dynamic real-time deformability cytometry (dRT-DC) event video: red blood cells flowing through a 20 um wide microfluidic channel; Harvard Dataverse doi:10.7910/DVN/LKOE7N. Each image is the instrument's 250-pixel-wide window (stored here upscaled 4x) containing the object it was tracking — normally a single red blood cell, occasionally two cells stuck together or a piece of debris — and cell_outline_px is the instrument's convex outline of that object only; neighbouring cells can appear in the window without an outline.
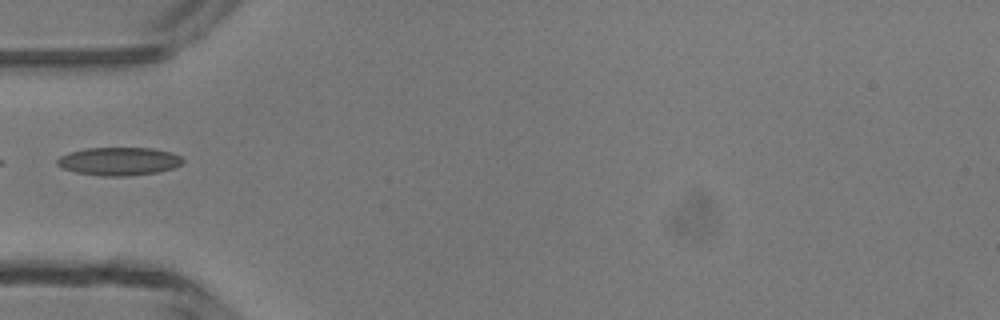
{"species": "common noctule bat (a hibernating species)", "species_latin": "Nyctalus noctula", "temperature_condition": "room temperature", "stored_images_in_passage": 6, "camera_frame_rate_fps": 3000, "um_per_image_px": 0.085, "animal": {"sex": "male", "body_mass_g": 13.3}, "frame": {"image": 1, "passage_image": 5, "time_ms": 4.667, "image_size_px": [1000, 320], "cell_outline_px": [[184, 160], [176, 168], [160, 172], [128, 176], [100, 176], [76, 172], [60, 168], [56, 164], [56, 160], [60, 156], [68, 152], [84, 148], [152, 148], [172, 152], [180, 156]], "centroid_in_image_um": [10.1, 13.71], "position_along_channel_um": 74.9, "area_um2": 20.92}}
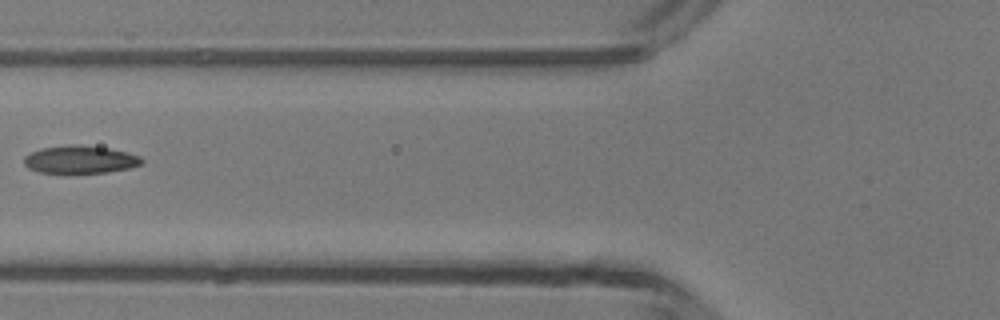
{"frame": {"image": 2, "passage_image": 6, "time_ms": 5.667, "image_size_px": [1000, 320], "cell_outline_px": [[144, 164], [128, 168], [108, 172], [68, 176], [40, 172], [28, 168], [24, 164], [24, 156], [40, 148], [72, 144], [80, 144], [108, 148], [128, 152], [140, 156], [144, 160]], "centroid_in_image_um": [6.8, 13.6], "position_along_channel_um": 119.0, "area_um2": 20.0}}